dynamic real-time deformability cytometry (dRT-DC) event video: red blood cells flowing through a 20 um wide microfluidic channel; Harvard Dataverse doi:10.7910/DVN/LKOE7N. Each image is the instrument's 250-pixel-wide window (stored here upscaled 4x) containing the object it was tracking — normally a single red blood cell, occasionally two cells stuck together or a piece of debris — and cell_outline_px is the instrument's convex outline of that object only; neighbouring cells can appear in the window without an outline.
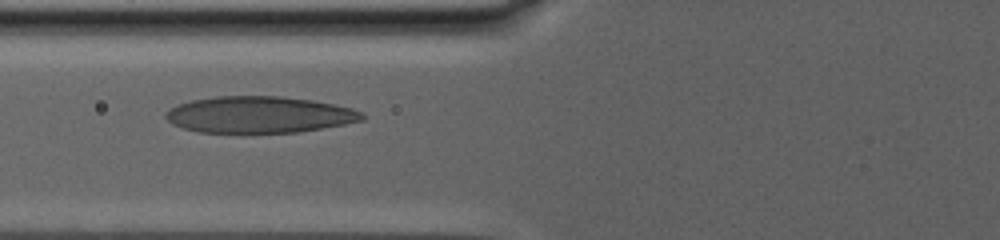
{"species": "human", "species_latin": "Homo sapiens", "temperature_condition": "warm", "stored_images_in_passage": 13, "camera_frame_rate_fps": 3000, "um_per_image_px": 0.085, "donor": {"sex": "male"}, "frame": {"image": 1, "passage_image": 3, "time_ms": 1.667, "image_size_px": [1000, 240], "cell_outline_px": [[364, 120], [344, 124], [296, 132], [200, 132], [184, 128], [172, 124], [164, 116], [164, 112], [180, 104], [192, 100], [216, 96], [280, 96], [312, 100], [352, 108], [364, 112]], "centroid_in_image_um": [22.04, 9.74], "position_along_channel_um": 103.8, "area_um2": 41.5}}
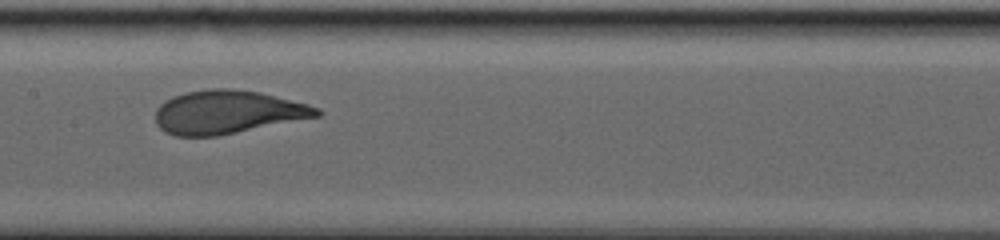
{"frame": {"image": 2, "passage_image": 10, "time_ms": 5.0, "image_size_px": [1000, 240], "cell_outline_px": [[324, 112], [320, 116], [216, 136], [176, 136], [164, 132], [156, 124], [156, 108], [164, 100], [172, 96], [184, 92], [208, 88], [232, 88], [260, 92], [308, 104], [320, 108]], "centroid_in_image_um": [19.32, 9.51], "position_along_channel_um": 188.1, "area_um2": 41.04}}
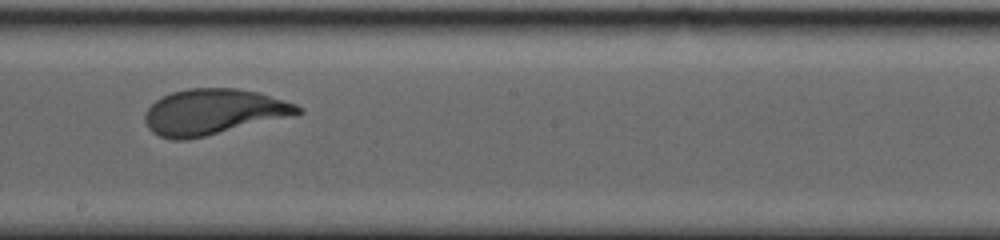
{"frame": {"image": 3, "passage_image": 12, "time_ms": 6.667, "image_size_px": [1000, 240], "cell_outline_px": [[304, 112], [296, 116], [204, 136], [184, 140], [172, 140], [160, 136], [152, 132], [148, 128], [144, 120], [144, 116], [148, 108], [156, 100], [172, 92], [188, 88], [236, 88], [260, 92], [296, 104], [304, 108]], "centroid_in_image_um": [18.19, 9.51], "position_along_channel_um": 230.0, "area_um2": 40.98}}